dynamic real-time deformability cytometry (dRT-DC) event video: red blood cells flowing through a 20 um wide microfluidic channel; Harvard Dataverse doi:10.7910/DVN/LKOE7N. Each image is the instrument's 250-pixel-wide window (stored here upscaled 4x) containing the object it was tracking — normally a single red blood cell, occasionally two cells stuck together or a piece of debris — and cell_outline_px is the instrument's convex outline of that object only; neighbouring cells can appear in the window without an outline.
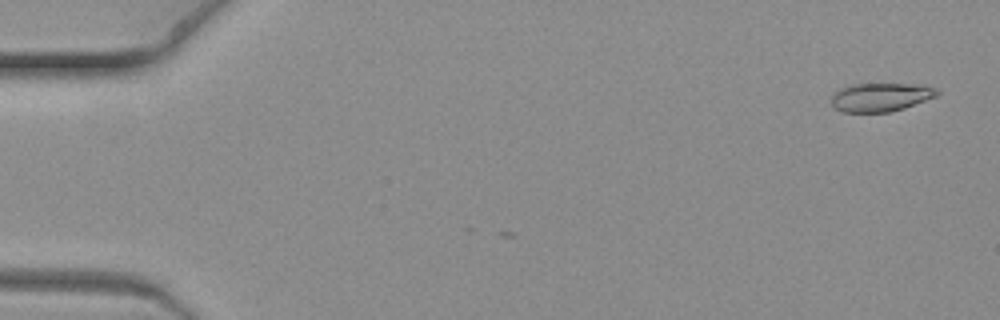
{"species": "common noctule bat (a hibernating species)", "species_latin": "Nyctalus noctula", "temperature_condition": "warm", "stored_images_in_passage": 2, "camera_frame_rate_fps": 3000, "um_per_image_px": 0.085, "animal": {"sex": "female", "body_mass_g": 19.3, "forearm_length_mm": 54.1}, "frame": {"image": 1, "passage_image": 1, "time_ms": 0.0, "image_size_px": [1000, 320], "cell_outline_px": [[940, 92], [936, 96], [904, 108], [892, 112], [840, 112], [832, 108], [832, 92], [840, 88], [852, 84], [920, 84], [936, 88]], "centroid_in_image_um": [74.81, 8.26], "position_along_channel_um": 10.2, "area_um2": 17.8}}